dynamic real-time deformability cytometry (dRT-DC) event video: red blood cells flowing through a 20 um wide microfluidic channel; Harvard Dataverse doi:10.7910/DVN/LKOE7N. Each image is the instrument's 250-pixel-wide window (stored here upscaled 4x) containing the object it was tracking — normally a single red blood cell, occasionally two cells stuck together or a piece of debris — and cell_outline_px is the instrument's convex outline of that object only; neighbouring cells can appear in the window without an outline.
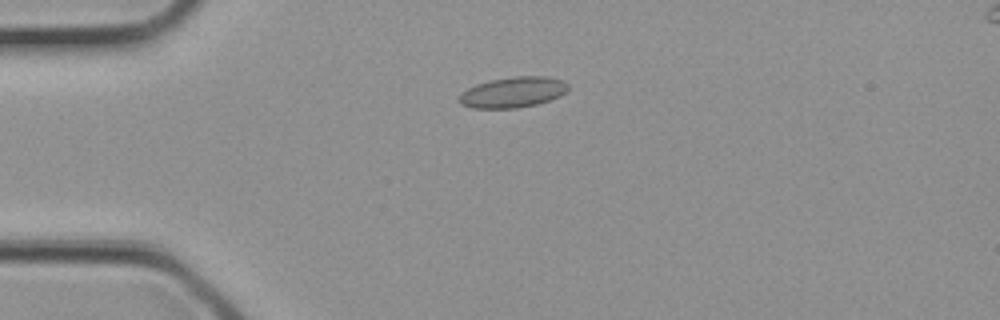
{"species": "common noctule bat (a hibernating species)", "species_latin": "Nyctalus noctula", "temperature_condition": "cold", "stored_images_in_passage": 1, "camera_frame_rate_fps": 3000, "um_per_image_px": 0.085, "animal": {"sex": "female", "body_mass_g": 21.9}, "frame": {"image": 1, "passage_image": 1, "time_ms": 0.0, "image_size_px": [1000, 320], "cell_outline_px": [[568, 88], [560, 96], [536, 104], [516, 108], [472, 108], [460, 104], [456, 100], [460, 92], [476, 84], [488, 80], [516, 76], [548, 76], [564, 80], [568, 84]], "centroid_in_image_um": [43.55, 7.83], "position_along_channel_um": 41.5, "area_um2": 19.65}}